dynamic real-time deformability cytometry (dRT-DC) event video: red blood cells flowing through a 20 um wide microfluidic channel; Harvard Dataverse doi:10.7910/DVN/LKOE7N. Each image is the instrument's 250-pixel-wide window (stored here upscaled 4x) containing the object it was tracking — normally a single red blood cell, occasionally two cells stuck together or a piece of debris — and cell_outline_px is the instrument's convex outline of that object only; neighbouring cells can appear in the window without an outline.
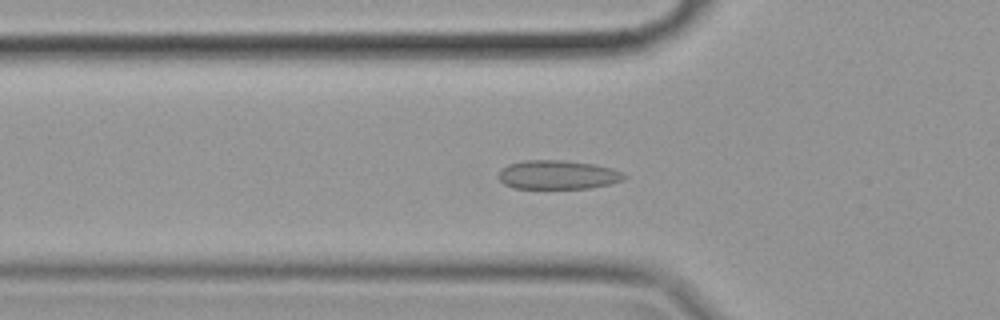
{"species": "common noctule bat (a hibernating species)", "species_latin": "Nyctalus noctula", "temperature_condition": "cold", "stored_images_in_passage": 53, "camera_frame_rate_fps": 3000, "um_per_image_px": 0.085, "animal": {"sex": "female", "body_mass_g": 19.9}, "frame": {"image": 1, "passage_image": 15, "time_ms": 4.667, "image_size_px": [1000, 320], "cell_outline_px": [[628, 176], [624, 180], [608, 184], [588, 188], [512, 188], [504, 184], [500, 180], [500, 168], [508, 164], [524, 160], [564, 160], [592, 164], [612, 168]], "centroid_in_image_um": [47.39, 14.85], "position_along_channel_um": 78.4, "area_um2": 21.1}}
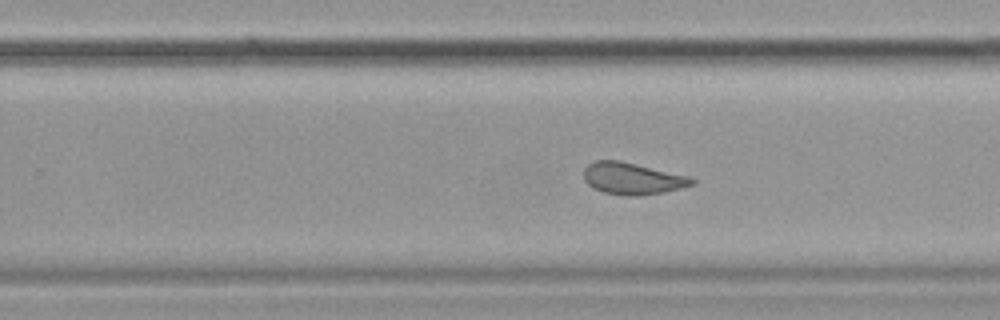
{"frame": {"image": 2, "passage_image": 32, "time_ms": 10.333, "image_size_px": [1000, 320], "cell_outline_px": [[696, 184], [664, 192], [640, 196], [628, 196], [604, 192], [592, 188], [584, 180], [584, 168], [588, 164], [596, 160], [620, 160], [692, 176], [696, 180]], "centroid_in_image_um": [53.79, 15.17], "position_along_channel_um": 276.0, "area_um2": 20.4}}
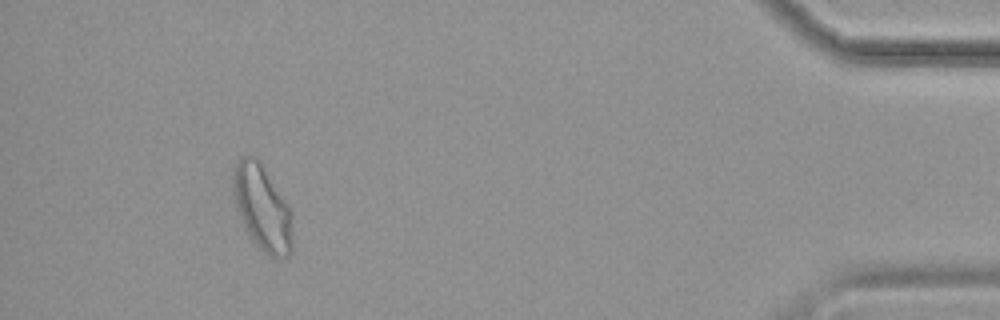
{"frame": {"image": 3, "passage_image": 49, "time_ms": 16.0, "image_size_px": [1000, 320], "cell_outline_px": [[292, 252], [288, 256], [272, 256], [264, 252], [256, 244], [248, 232], [240, 216], [236, 204], [232, 180], [232, 168], [244, 156], [256, 156], [260, 160], [288, 204], [292, 236]], "centroid_in_image_um": [22.29, 17.61], "position_along_channel_um": 412.9, "area_um2": 28.96}, "authors_computed_cell_mechanics": {"area_um2": 21.964, "velocity_mm_per_s": 3.4978, "shape_relaxation_time_tau1_ms": null, "shape_relaxation_time_tau2_ms": 1.5636, "deformation_change_tau1": null, "deformation_change_tau2": 0.0496}}